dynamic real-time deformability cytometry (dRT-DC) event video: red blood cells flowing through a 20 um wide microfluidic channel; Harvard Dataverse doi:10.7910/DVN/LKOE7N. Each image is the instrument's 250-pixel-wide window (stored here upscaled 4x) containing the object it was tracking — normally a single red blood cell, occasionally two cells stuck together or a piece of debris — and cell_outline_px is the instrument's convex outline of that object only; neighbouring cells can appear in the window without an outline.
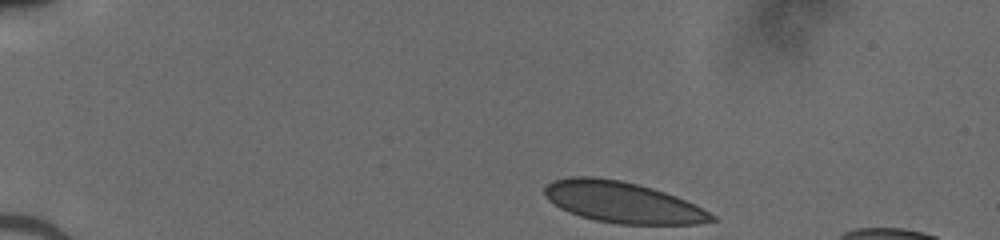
{"species": "human", "species_latin": "Homo sapiens", "temperature_condition": "cold", "stored_images_in_passage": 41, "camera_frame_rate_fps": 3000, "um_per_image_px": 0.085, "donor": {"sex": "male"}, "frame": {"image": 1, "passage_image": 1, "time_ms": 0.0, "image_size_px": [1000, 240], "cell_outline_px": [[720, 220], [696, 224], [616, 224], [596, 220], [580, 216], [560, 208], [548, 200], [544, 192], [544, 188], [552, 180], [568, 176], [596, 176], [620, 180], [652, 188], [676, 196], [716, 216]], "centroid_in_image_um": [52.88, 17.19], "position_along_channel_um": 32.1, "area_um2": 39.88}}
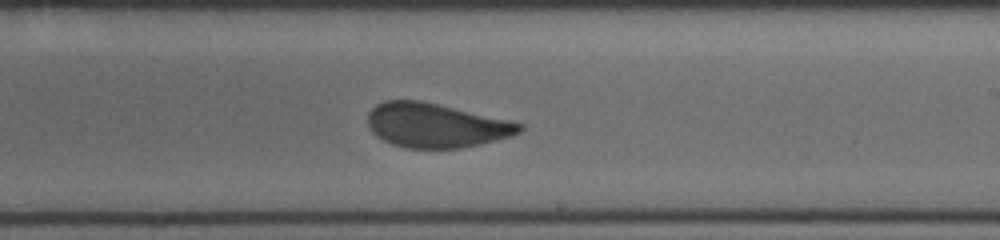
{"frame": {"image": 2, "passage_image": 23, "time_ms": 7.333, "image_size_px": [1000, 240], "cell_outline_px": [[524, 128], [520, 132], [512, 136], [480, 144], [460, 148], [404, 148], [392, 144], [376, 136], [368, 128], [368, 112], [376, 104], [388, 100], [420, 100], [508, 120], [524, 124]], "centroid_in_image_um": [37.03, 10.66], "position_along_channel_um": 252.0, "area_um2": 39.07}}
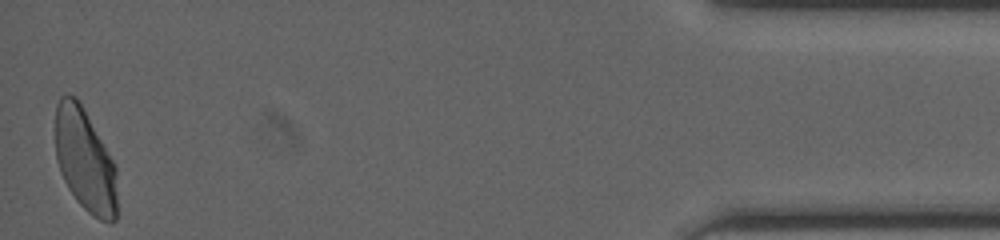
{"frame": {"image": 3, "passage_image": 41, "time_ms": 13.333, "image_size_px": [1000, 240], "cell_outline_px": [[116, 220], [112, 224], [100, 220], [92, 216], [76, 200], [68, 188], [60, 172], [56, 156], [56, 104], [60, 96], [68, 92], [76, 96], [80, 100], [116, 164]], "centroid_in_image_um": [7.23, 13.59], "position_along_channel_um": 428.0, "area_um2": 37.74}}